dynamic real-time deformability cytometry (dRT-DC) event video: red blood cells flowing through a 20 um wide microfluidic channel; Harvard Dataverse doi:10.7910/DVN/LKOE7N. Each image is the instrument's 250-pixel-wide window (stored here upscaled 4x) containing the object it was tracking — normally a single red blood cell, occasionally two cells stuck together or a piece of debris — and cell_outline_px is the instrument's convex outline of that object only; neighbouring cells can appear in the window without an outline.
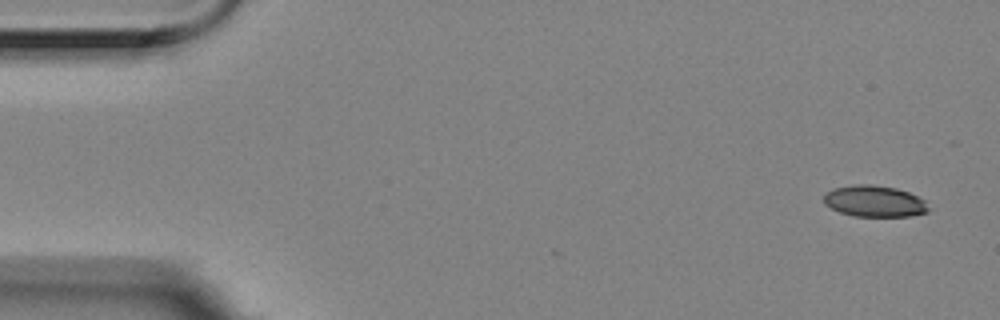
{"species": "Egyptian fruit bat (a non-hibernating species)", "species_latin": "Rousettus aegyptiacus", "temperature_condition": "room temperature", "stored_images_in_passage": 3, "segment_of_instrument_passage": [1, 2], "camera_frame_rate_fps": 3000, "um_per_image_px": 0.085, "animal": {"sex": "female"}, "frame": {"image": 1, "passage_image": 1, "time_ms": 0.0, "image_size_px": [1000, 320], "cell_outline_px": [[932, 208], [928, 212], [912, 216], [852, 216], [840, 212], [824, 204], [824, 192], [832, 188], [856, 184], [868, 184], [896, 188], [908, 192], [924, 200]], "centroid_in_image_um": [74.33, 17.1], "position_along_channel_um": 10.7, "area_um2": 19.31}}
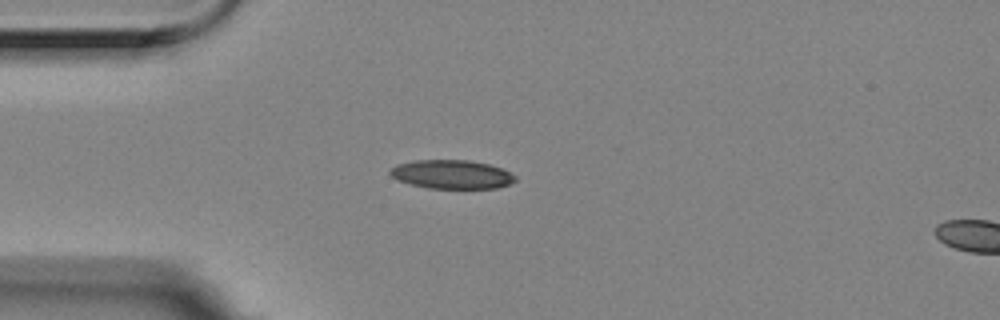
{"frame": {"image": 2, "passage_image": 2, "time_ms": 0.333, "image_size_px": [1000, 320], "cell_outline_px": [[516, 180], [508, 184], [496, 188], [428, 188], [412, 184], [400, 180], [392, 176], [388, 172], [396, 164], [416, 160], [468, 160], [488, 164], [500, 168], [516, 176]], "centroid_in_image_um": [38.39, 14.81], "position_along_channel_um": 46.6, "area_um2": 20.69}}